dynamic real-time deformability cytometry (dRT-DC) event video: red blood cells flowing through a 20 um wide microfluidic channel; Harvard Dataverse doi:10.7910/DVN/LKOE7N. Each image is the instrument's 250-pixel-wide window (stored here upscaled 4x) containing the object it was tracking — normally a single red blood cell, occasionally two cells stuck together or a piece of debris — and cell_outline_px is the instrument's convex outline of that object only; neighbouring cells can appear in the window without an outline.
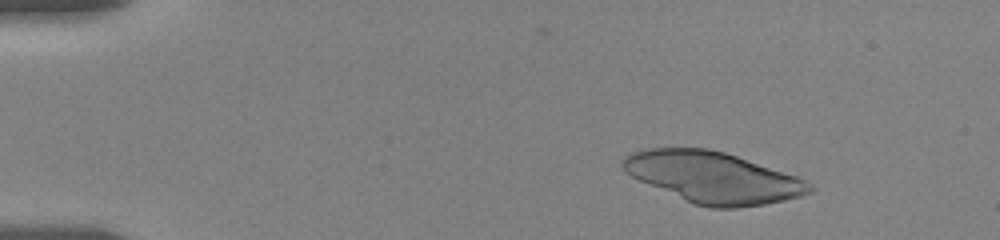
{"species": "human", "species_latin": "Homo sapiens", "temperature_condition": "room temperature", "stored_images_in_passage": 58, "camera_frame_rate_fps": 3000, "um_per_image_px": 0.085, "donor": {"sex": "female"}, "frame": {"image": 1, "passage_image": 9, "time_ms": 2.333, "image_size_px": [1000, 240], "cell_outline_px": [[816, 188], [812, 192], [800, 196], [784, 200], [764, 204], [736, 208], [712, 208], [696, 204], [640, 180], [632, 176], [620, 164], [624, 156], [632, 152], [648, 148], [708, 148], [724, 152], [796, 176], [812, 184]], "centroid_in_image_um": [60.64, 15.07], "position_along_channel_um": 24.4, "area_um2": 54.79}}
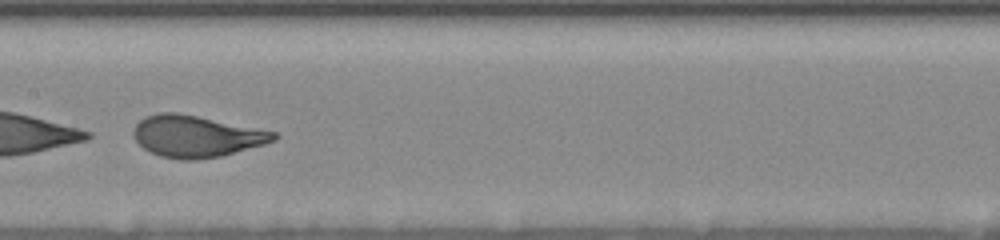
{"frame": {"image": 2, "passage_image": 35, "time_ms": 9.667, "image_size_px": [1000, 240], "cell_outline_px": [[280, 136], [276, 140], [264, 144], [220, 156], [196, 160], [180, 160], [160, 156], [144, 148], [132, 136], [132, 132], [136, 124], [144, 116], [160, 112], [176, 112], [276, 132]], "centroid_in_image_um": [16.65, 11.58], "position_along_channel_um": 190.7, "area_um2": 33.81}}
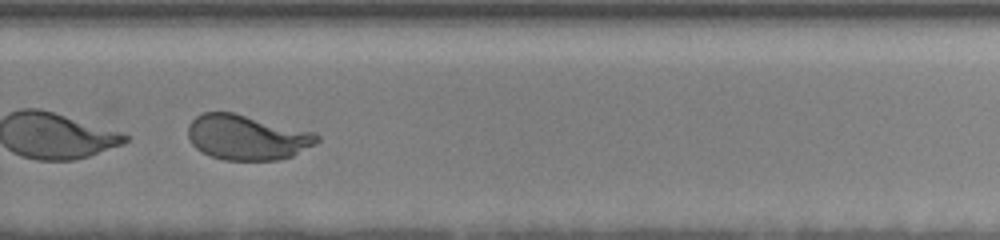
{"frame": {"image": 3, "passage_image": 47, "time_ms": 13.0, "image_size_px": [1000, 240], "cell_outline_px": [[320, 140], [316, 144], [292, 156], [276, 160], [224, 160], [200, 152], [192, 144], [188, 136], [188, 124], [196, 116], [204, 112], [232, 112], [316, 132], [320, 136]], "centroid_in_image_um": [21.01, 11.67], "position_along_channel_um": 308.8, "area_um2": 34.04}, "authors_computed_cell_mechanics": {"area_um2": 35.8938, "velocity_mm_per_s": 3.5606, "shape_relaxation_time_tau1_ms": 1.4786, "shape_relaxation_time_tau2_ms": null, "deformation_change_tau1": 0.3058, "deformation_change_tau2": null}}